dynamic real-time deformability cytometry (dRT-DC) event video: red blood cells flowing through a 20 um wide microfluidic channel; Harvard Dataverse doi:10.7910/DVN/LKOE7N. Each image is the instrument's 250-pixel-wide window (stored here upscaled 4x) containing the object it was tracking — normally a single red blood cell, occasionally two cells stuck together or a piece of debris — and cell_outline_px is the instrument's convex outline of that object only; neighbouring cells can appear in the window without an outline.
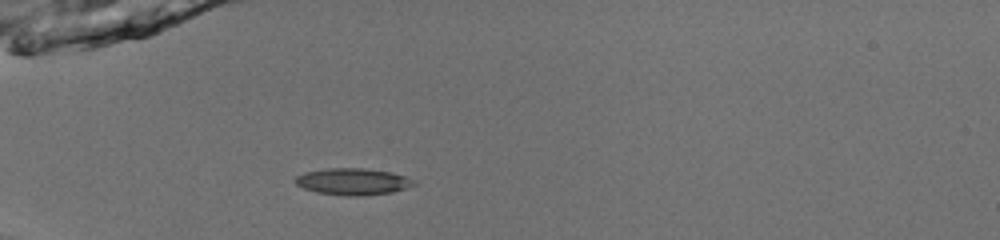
{"species": "common noctule bat (a hibernating species)", "species_latin": "Nyctalus noctula", "temperature_condition": "room temperature", "stored_images_in_passage": 26, "camera_frame_rate_fps": 3000, "um_per_image_px": 0.085, "animal": {"sex": "male", "body_mass_g": 13.0, "forearm_length_mm": 53.1}, "frame": {"image": 1, "passage_image": 1, "time_ms": 0.0, "image_size_px": [1000, 240], "cell_outline_px": [[416, 184], [392, 192], [364, 196], [344, 196], [316, 192], [304, 188], [296, 184], [292, 180], [296, 176], [304, 172], [328, 168], [364, 168], [388, 172], [404, 176], [416, 180]], "centroid_in_image_um": [29.95, 15.44], "position_along_channel_um": 55.0, "area_um2": 18.5}}
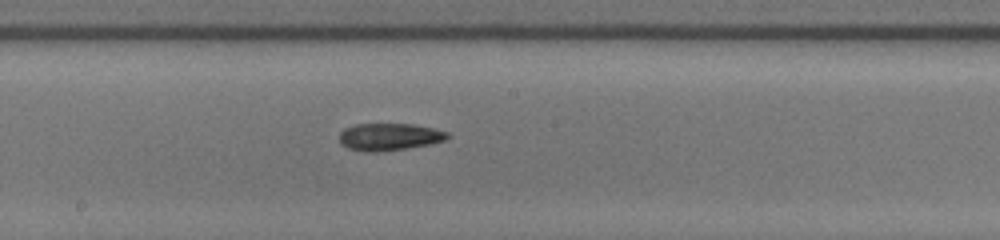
{"frame": {"image": 2, "passage_image": 14, "time_ms": 4.333, "image_size_px": [1000, 240], "cell_outline_px": [[448, 136], [444, 140], [428, 144], [404, 148], [376, 152], [364, 152], [348, 148], [340, 144], [340, 132], [344, 128], [356, 124], [412, 124], [432, 128], [448, 132]], "centroid_in_image_um": [33.03, 11.62], "position_along_channel_um": 215.2, "area_um2": 16.94}}
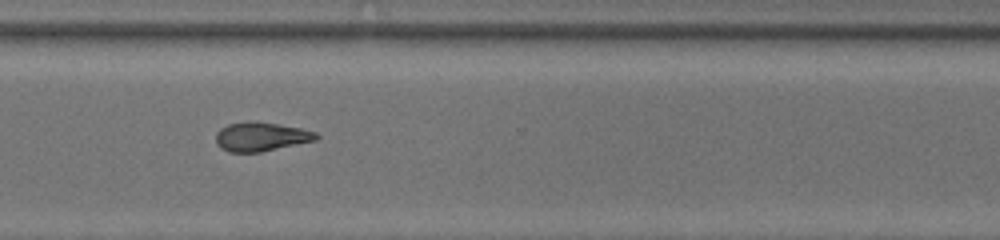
{"frame": {"image": 3, "passage_image": 24, "time_ms": 7.667, "image_size_px": [1000, 240], "cell_outline_px": [[320, 136], [316, 140], [260, 152], [228, 152], [220, 148], [216, 144], [216, 132], [220, 128], [228, 124], [276, 124], [300, 128], [316, 132]], "centroid_in_image_um": [22.18, 11.66], "position_along_channel_um": 348.4, "area_um2": 16.3}}